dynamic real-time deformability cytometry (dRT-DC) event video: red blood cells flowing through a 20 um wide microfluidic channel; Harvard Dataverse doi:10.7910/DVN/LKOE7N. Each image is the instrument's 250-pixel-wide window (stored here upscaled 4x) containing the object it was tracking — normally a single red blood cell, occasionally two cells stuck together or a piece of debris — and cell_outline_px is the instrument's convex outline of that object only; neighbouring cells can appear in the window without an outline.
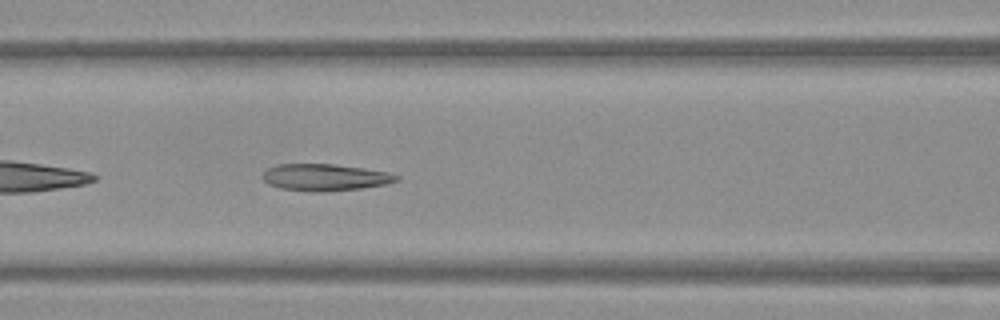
{"species": "Egyptian fruit bat (a non-hibernating species)", "species_latin": "Rousettus aegyptiacus", "temperature_condition": "warm", "stored_images_in_passage": 37, "camera_frame_rate_fps": 3000, "um_per_image_px": 0.085, "frame": {"image": 1, "passage_image": 7, "time_ms": 2.0, "image_size_px": [1000, 320], "cell_outline_px": [[400, 180], [388, 184], [360, 188], [324, 192], [280, 188], [268, 184], [260, 176], [268, 168], [276, 164], [336, 164], [364, 168], [388, 172], [400, 176]], "centroid_in_image_um": [27.65, 15.06], "position_along_channel_um": 139.0, "area_um2": 20.98}}
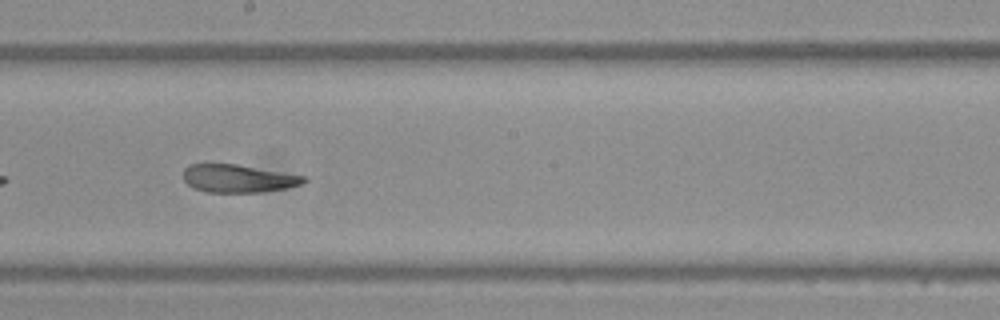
{"frame": {"image": 2, "passage_image": 14, "time_ms": 4.333, "image_size_px": [1000, 320], "cell_outline_px": [[308, 180], [300, 184], [284, 188], [264, 192], [208, 192], [196, 188], [188, 184], [184, 180], [184, 168], [188, 164], [236, 164], [308, 176]], "centroid_in_image_um": [20.27, 15.16], "position_along_channel_um": 227.9, "area_um2": 19.54}}
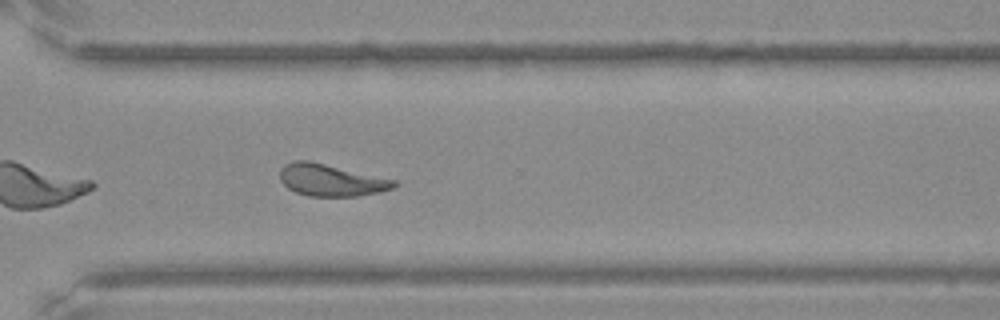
{"frame": {"image": 3, "passage_image": 23, "time_ms": 7.333, "image_size_px": [1000, 320], "cell_outline_px": [[400, 184], [392, 188], [380, 192], [356, 196], [308, 196], [296, 192], [288, 188], [280, 180], [280, 168], [284, 164], [292, 160], [308, 160], [396, 180]], "centroid_in_image_um": [28.12, 15.3], "position_along_channel_um": 342.5, "area_um2": 21.27}, "authors_computed_cell_mechanics": {"area_um2": 21.3282, "velocity_mm_per_s": 3.8273, "shape_relaxation_time_tau1_ms": 10.8624, "shape_relaxation_time_tau2_ms": 3.6171, "deformation_change_tau1": 0.3116, "deformation_change_tau2": 0.1324}}